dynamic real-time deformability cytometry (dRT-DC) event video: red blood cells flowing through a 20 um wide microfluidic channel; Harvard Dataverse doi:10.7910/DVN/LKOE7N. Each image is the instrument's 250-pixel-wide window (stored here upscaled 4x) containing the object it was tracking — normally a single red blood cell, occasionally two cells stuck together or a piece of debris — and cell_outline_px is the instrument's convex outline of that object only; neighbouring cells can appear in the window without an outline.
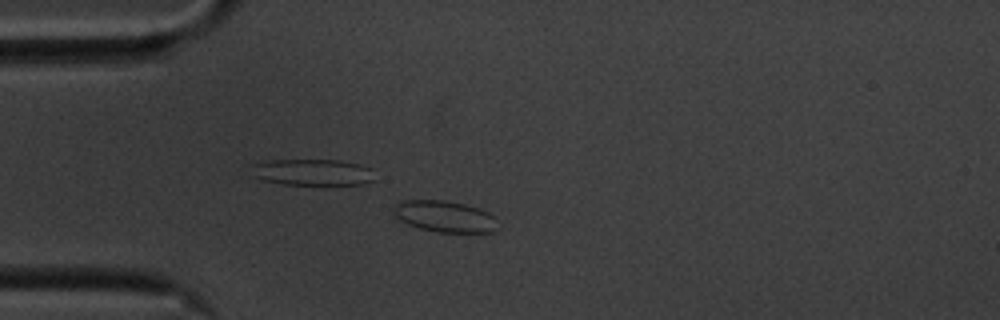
{"species": "common noctule bat (a hibernating species)", "species_latin": "Nyctalus noctula", "temperature_condition": "cold", "stored_images_in_passage": 53, "camera_frame_rate_fps": 3000, "um_per_image_px": 0.085, "animal": {"sex": "male", "body_mass_g": 20.1, "forearm_length_mm": 53.5}, "frame": {"image": 1, "passage_image": 11, "time_ms": 3.333, "image_size_px": [1000, 320], "cell_outline_px": [[500, 228], [492, 232], [436, 232], [420, 228], [408, 224], [400, 220], [396, 216], [392, 208], [396, 204], [404, 200], [444, 200], [464, 204], [488, 212], [492, 216]], "centroid_in_image_um": [37.8, 18.4], "position_along_channel_um": 47.2, "area_um2": 18.9}}
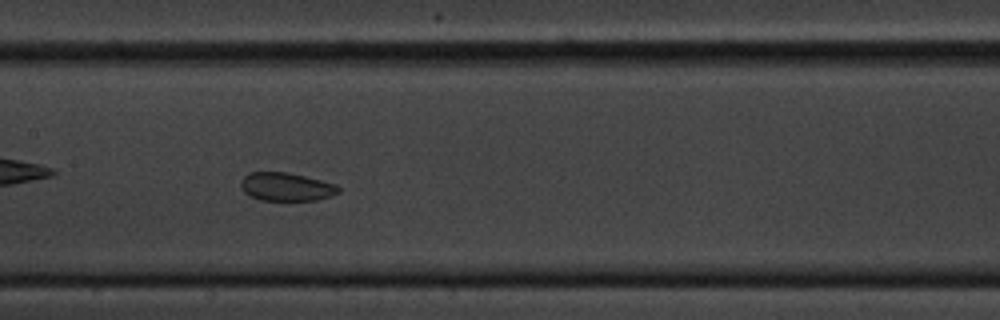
{"frame": {"image": 2, "passage_image": 24, "time_ms": 7.667, "image_size_px": [1000, 320], "cell_outline_px": [[340, 192], [332, 196], [316, 200], [260, 200], [248, 196], [240, 188], [240, 184], [244, 176], [248, 172], [288, 172], [336, 184], [340, 188]], "centroid_in_image_um": [24.31, 15.88], "position_along_channel_um": 183.1, "area_um2": 16.24}}
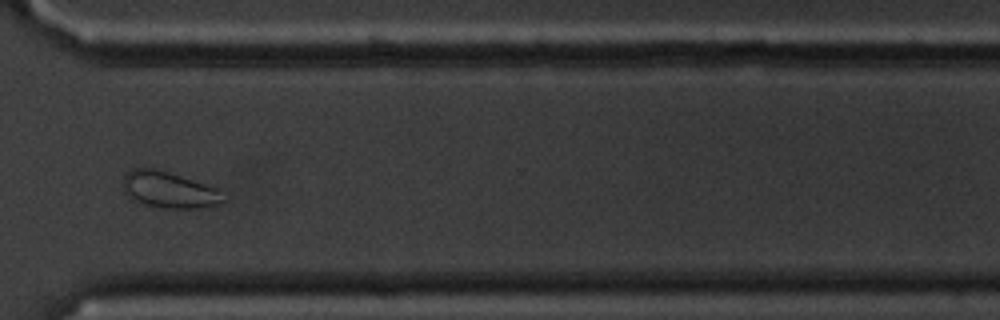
{"frame": {"image": 3, "passage_image": 39, "time_ms": 12.667, "image_size_px": [1000, 320], "cell_outline_px": [[228, 200], [220, 204], [196, 208], [152, 208], [132, 200], [124, 192], [124, 176], [132, 168], [156, 168], [216, 188]], "centroid_in_image_um": [14.34, 16.16], "position_along_channel_um": 356.3, "area_um2": 21.27}}